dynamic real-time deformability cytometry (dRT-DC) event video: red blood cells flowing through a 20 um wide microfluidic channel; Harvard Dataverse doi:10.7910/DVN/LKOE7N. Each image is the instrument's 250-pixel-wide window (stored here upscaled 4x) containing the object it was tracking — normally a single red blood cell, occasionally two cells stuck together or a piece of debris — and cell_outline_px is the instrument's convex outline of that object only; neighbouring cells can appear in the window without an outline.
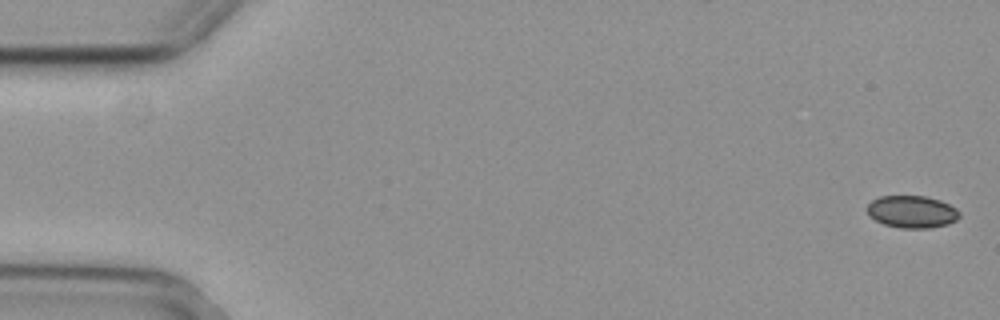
{"species": "common noctule bat (a hibernating species)", "species_latin": "Nyctalus noctula", "temperature_condition": "cold", "stored_images_in_passage": 55, "camera_frame_rate_fps": 3000, "um_per_image_px": 0.085, "animal": {"sex": "female", "body_mass_g": 29.2, "forearm_length_mm": 56.3}, "frame": {"image": 1, "passage_image": 1, "time_ms": 0.0, "image_size_px": [1000, 320], "cell_outline_px": [[960, 216], [956, 220], [948, 224], [928, 228], [900, 228], [884, 224], [868, 216], [868, 204], [872, 200], [880, 196], [924, 196], [940, 200], [956, 208], [960, 212]], "centroid_in_image_um": [77.52, 18.0], "position_along_channel_um": 7.5, "area_um2": 17.34}}
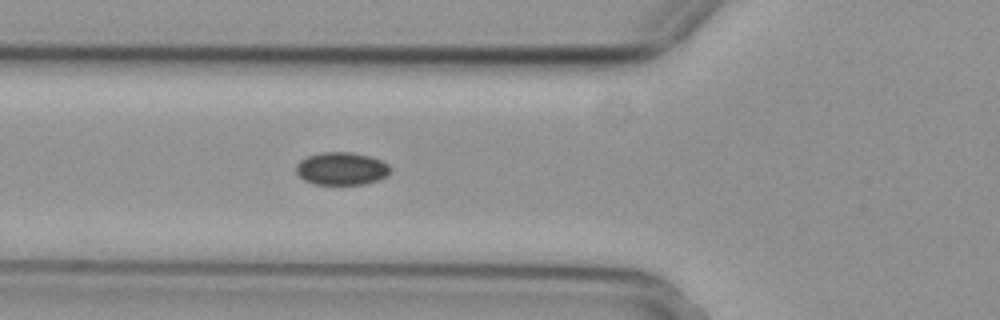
{"frame": {"image": 2, "passage_image": 20, "time_ms": 6.333, "image_size_px": [1000, 320], "cell_outline_px": [[392, 172], [388, 176], [380, 180], [364, 184], [312, 184], [304, 180], [296, 172], [296, 164], [300, 160], [308, 156], [324, 152], [348, 152], [368, 156], [380, 160], [388, 164], [392, 168]], "centroid_in_image_um": [29.06, 14.34], "position_along_channel_um": 96.7, "area_um2": 18.09}}
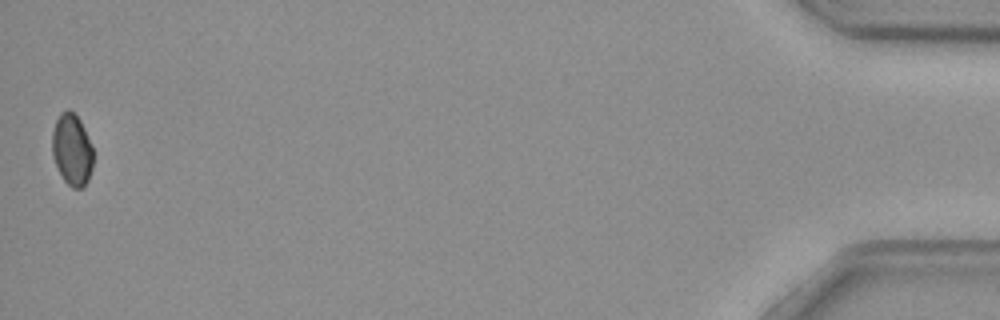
{"frame": {"image": 3, "passage_image": 55, "time_ms": 18.0, "image_size_px": [1000, 320], "cell_outline_px": [[92, 168], [88, 180], [84, 188], [72, 188], [64, 180], [52, 156], [52, 132], [56, 120], [60, 112], [68, 108], [80, 120], [84, 128], [92, 148]], "centroid_in_image_um": [6.11, 12.72], "position_along_channel_um": 429.1, "area_um2": 17.05}}